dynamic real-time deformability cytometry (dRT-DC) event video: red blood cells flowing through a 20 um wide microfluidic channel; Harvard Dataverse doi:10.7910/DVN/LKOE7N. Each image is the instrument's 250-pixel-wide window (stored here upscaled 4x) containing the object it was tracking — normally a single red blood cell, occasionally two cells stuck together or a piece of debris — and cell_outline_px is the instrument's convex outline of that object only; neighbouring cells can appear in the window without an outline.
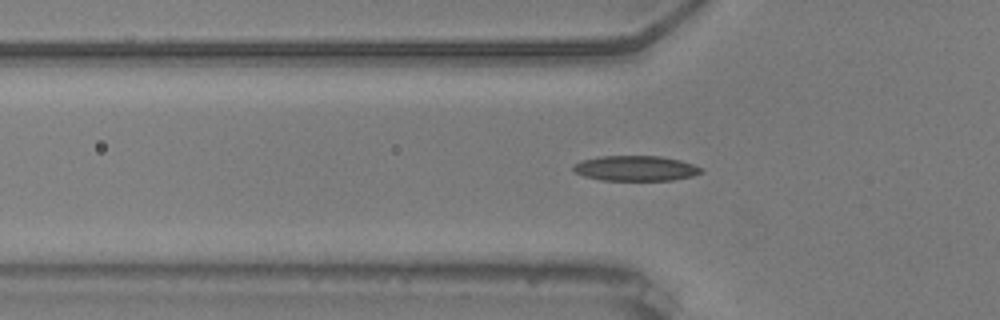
{"species": "common noctule bat (a hibernating species)", "species_latin": "Nyctalus noctula", "temperature_condition": "warm", "stored_images_in_passage": 49, "camera_frame_rate_fps": 3000, "um_per_image_px": 0.085, "animal": {"sex": "male", "body_mass_g": 20.5, "forearm_length_mm": 52.5}, "frame": {"image": 1, "passage_image": 18, "time_ms": 5.667, "image_size_px": [1000, 320], "cell_outline_px": [[704, 172], [692, 176], [672, 180], [600, 180], [584, 176], [576, 172], [572, 168], [572, 164], [580, 160], [600, 156], [660, 156], [680, 160], [692, 164], [700, 168]], "centroid_in_image_um": [53.99, 14.3], "position_along_channel_um": 71.8, "area_um2": 18.79}}
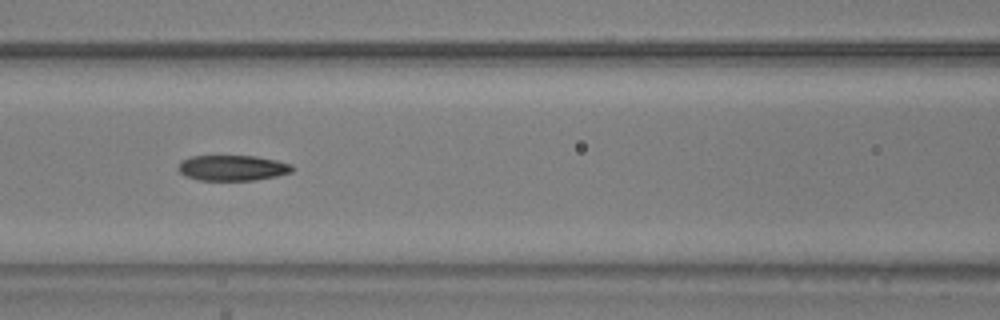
{"frame": {"image": 2, "passage_image": 24, "time_ms": 7.667, "image_size_px": [1000, 320], "cell_outline_px": [[292, 172], [276, 176], [256, 180], [200, 180], [184, 176], [176, 168], [180, 160], [192, 156], [256, 156], [276, 160], [292, 164]], "centroid_in_image_um": [19.72, 14.27], "position_along_channel_um": 146.9, "area_um2": 17.05}}
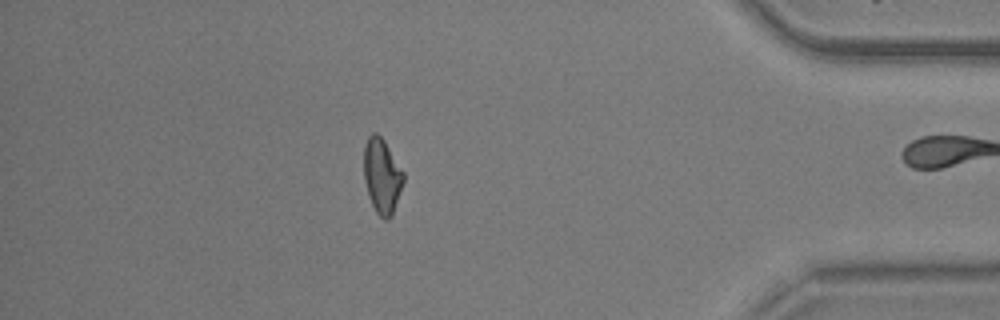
{"frame": {"image": 3, "passage_image": 48, "time_ms": 15.667, "image_size_px": [1000, 320], "cell_outline_px": [[404, 180], [392, 216], [388, 220], [384, 220], [376, 212], [368, 196], [364, 180], [364, 144], [368, 136], [372, 132], [376, 132], [384, 140], [404, 172]], "centroid_in_image_um": [32.46, 14.95], "position_along_channel_um": 402.7, "area_um2": 17.4}, "authors_computed_cell_mechanics": {"area_um2": 17.3978, "velocity_mm_per_s": 3.6951, "shape_relaxation_time_tau1_ms": 6.1943, "shape_relaxation_time_tau2_ms": 2.7581, "deformation_change_tau1": 0.1661, "deformation_change_tau2": 0.0991}}